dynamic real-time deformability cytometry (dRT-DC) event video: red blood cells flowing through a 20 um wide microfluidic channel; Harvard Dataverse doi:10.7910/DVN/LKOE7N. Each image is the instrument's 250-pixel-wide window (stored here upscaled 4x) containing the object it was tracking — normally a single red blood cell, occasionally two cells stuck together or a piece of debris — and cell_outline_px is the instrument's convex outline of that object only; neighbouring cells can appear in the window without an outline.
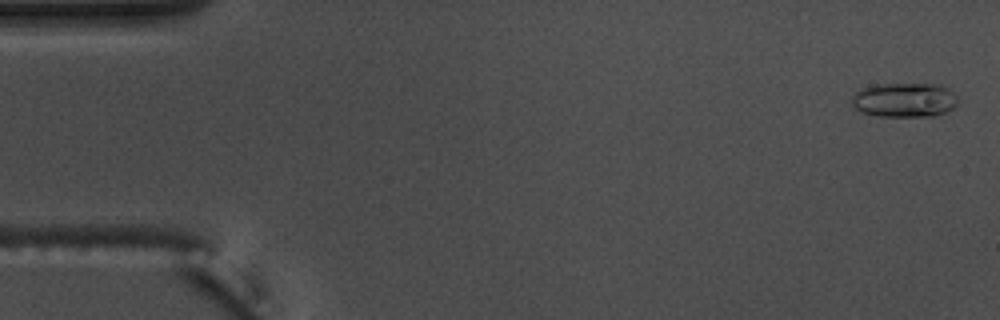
{"species": "common noctule bat (a hibernating species)", "species_latin": "Nyctalus noctula", "temperature_condition": "warm", "stored_images_in_passage": 55, "camera_frame_rate_fps": 3000, "um_per_image_px": 0.085, "animal": {"sex": "male", "body_mass_g": 17.5, "forearm_length_mm": 52.3}, "frame": {"image": 1, "passage_image": 2, "time_ms": 0.333, "image_size_px": [1000, 320], "cell_outline_px": [[956, 104], [952, 108], [944, 112], [932, 116], [880, 116], [860, 112], [852, 104], [852, 96], [860, 88], [876, 84], [940, 84], [948, 88], [956, 96]], "centroid_in_image_um": [76.85, 8.48], "position_along_channel_um": 8.2, "area_um2": 21.21}}
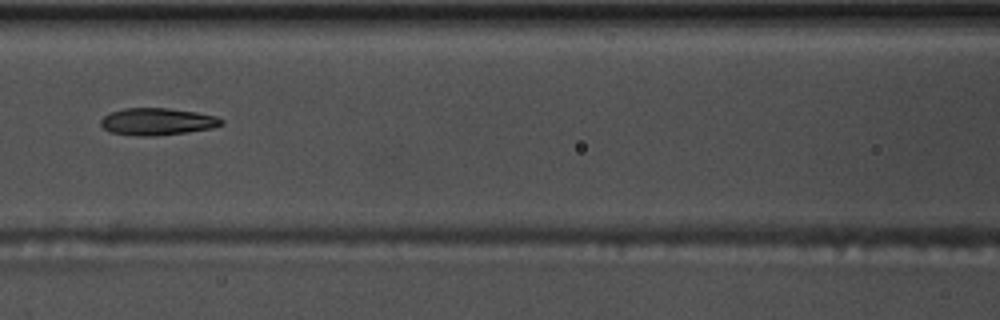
{"frame": {"image": 2, "passage_image": 25, "time_ms": 8.0, "image_size_px": [1000, 320], "cell_outline_px": [[224, 124], [212, 128], [156, 136], [136, 136], [108, 132], [100, 124], [100, 120], [104, 116], [112, 112], [124, 108], [168, 108], [196, 112], [216, 116], [224, 120]], "centroid_in_image_um": [13.36, 10.34], "position_along_channel_um": 153.2, "area_um2": 19.07}}
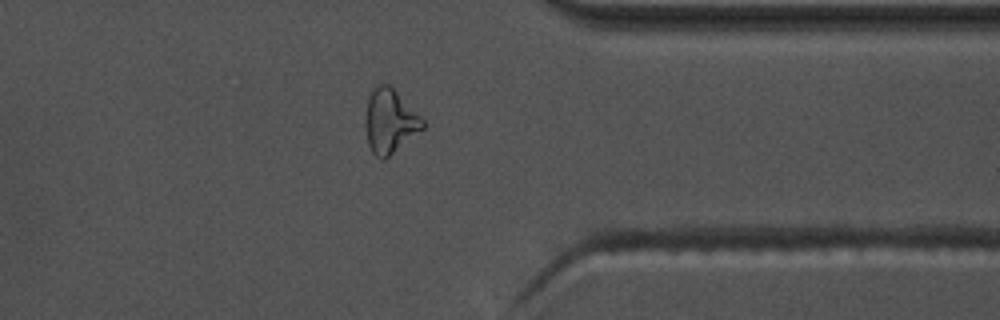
{"frame": {"image": 3, "passage_image": 44, "time_ms": 14.333, "image_size_px": [1000, 320], "cell_outline_px": [[424, 128], [384, 160], [380, 160], [372, 152], [368, 144], [364, 120], [368, 96], [372, 88], [380, 84], [388, 84], [424, 120]], "centroid_in_image_um": [33.1, 10.32], "position_along_channel_um": 378.3, "area_um2": 21.21}}